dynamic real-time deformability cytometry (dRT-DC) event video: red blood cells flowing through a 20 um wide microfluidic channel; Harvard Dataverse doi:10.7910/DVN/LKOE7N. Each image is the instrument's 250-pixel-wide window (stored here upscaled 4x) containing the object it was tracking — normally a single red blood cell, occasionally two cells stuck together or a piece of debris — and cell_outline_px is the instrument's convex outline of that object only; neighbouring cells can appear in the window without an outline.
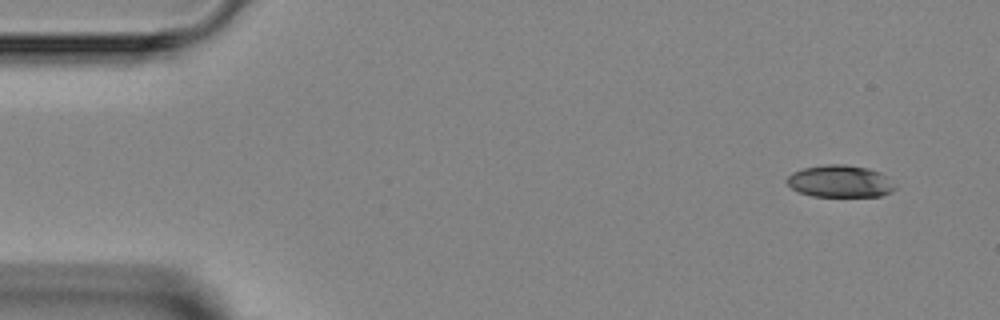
{"species": "Egyptian fruit bat (a non-hibernating species)", "species_latin": "Rousettus aegyptiacus", "temperature_condition": "room temperature", "stored_images_in_passage": 4, "segment_of_instrument_passage": [2, 2], "camera_frame_rate_fps": 3000, "um_per_image_px": 0.085, "animal": {"sex": "female"}, "frame": {"image": 1, "passage_image": 4, "time_ms": 3.333, "image_size_px": [1000, 320], "cell_outline_px": [[896, 188], [892, 192], [880, 196], [812, 196], [800, 192], [792, 188], [784, 180], [792, 172], [804, 168], [828, 164], [844, 164], [868, 168], [880, 172], [896, 184]], "centroid_in_image_um": [71.42, 15.41], "position_along_channel_um": 13.6, "area_um2": 20.29}}